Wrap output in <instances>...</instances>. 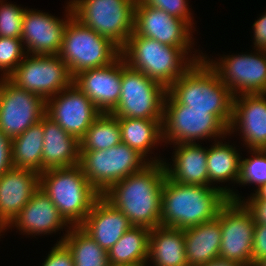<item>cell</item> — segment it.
I'll return each instance as SVG.
<instances>
[{
    "instance_id": "2",
    "label": "cell",
    "mask_w": 266,
    "mask_h": 266,
    "mask_svg": "<svg viewBox=\"0 0 266 266\" xmlns=\"http://www.w3.org/2000/svg\"><path fill=\"white\" fill-rule=\"evenodd\" d=\"M166 169L163 162L150 163L128 175L101 194L118 208L133 226H161V194Z\"/></svg>"
},
{
    "instance_id": "35",
    "label": "cell",
    "mask_w": 266,
    "mask_h": 266,
    "mask_svg": "<svg viewBox=\"0 0 266 266\" xmlns=\"http://www.w3.org/2000/svg\"><path fill=\"white\" fill-rule=\"evenodd\" d=\"M25 9L0 0V37L21 39Z\"/></svg>"
},
{
    "instance_id": "27",
    "label": "cell",
    "mask_w": 266,
    "mask_h": 266,
    "mask_svg": "<svg viewBox=\"0 0 266 266\" xmlns=\"http://www.w3.org/2000/svg\"><path fill=\"white\" fill-rule=\"evenodd\" d=\"M118 121L122 143L137 150L146 158L150 150L163 141V120L118 118Z\"/></svg>"
},
{
    "instance_id": "34",
    "label": "cell",
    "mask_w": 266,
    "mask_h": 266,
    "mask_svg": "<svg viewBox=\"0 0 266 266\" xmlns=\"http://www.w3.org/2000/svg\"><path fill=\"white\" fill-rule=\"evenodd\" d=\"M21 39L0 37V71L2 78H8L26 56Z\"/></svg>"
},
{
    "instance_id": "22",
    "label": "cell",
    "mask_w": 266,
    "mask_h": 266,
    "mask_svg": "<svg viewBox=\"0 0 266 266\" xmlns=\"http://www.w3.org/2000/svg\"><path fill=\"white\" fill-rule=\"evenodd\" d=\"M17 227L28 235L51 234L63 227H71L59 214L48 195L39 187L30 201L20 210L13 221L5 228Z\"/></svg>"
},
{
    "instance_id": "45",
    "label": "cell",
    "mask_w": 266,
    "mask_h": 266,
    "mask_svg": "<svg viewBox=\"0 0 266 266\" xmlns=\"http://www.w3.org/2000/svg\"><path fill=\"white\" fill-rule=\"evenodd\" d=\"M255 266H266V257L260 260Z\"/></svg>"
},
{
    "instance_id": "5",
    "label": "cell",
    "mask_w": 266,
    "mask_h": 266,
    "mask_svg": "<svg viewBox=\"0 0 266 266\" xmlns=\"http://www.w3.org/2000/svg\"><path fill=\"white\" fill-rule=\"evenodd\" d=\"M39 187L71 226H80L101 195L83 174L81 166L55 168L39 174Z\"/></svg>"
},
{
    "instance_id": "4",
    "label": "cell",
    "mask_w": 266,
    "mask_h": 266,
    "mask_svg": "<svg viewBox=\"0 0 266 266\" xmlns=\"http://www.w3.org/2000/svg\"><path fill=\"white\" fill-rule=\"evenodd\" d=\"M167 92L191 110L216 115L229 128L234 96L204 59L195 62Z\"/></svg>"
},
{
    "instance_id": "26",
    "label": "cell",
    "mask_w": 266,
    "mask_h": 266,
    "mask_svg": "<svg viewBox=\"0 0 266 266\" xmlns=\"http://www.w3.org/2000/svg\"><path fill=\"white\" fill-rule=\"evenodd\" d=\"M153 266H188L184 229L158 226L149 234L148 259Z\"/></svg>"
},
{
    "instance_id": "42",
    "label": "cell",
    "mask_w": 266,
    "mask_h": 266,
    "mask_svg": "<svg viewBox=\"0 0 266 266\" xmlns=\"http://www.w3.org/2000/svg\"><path fill=\"white\" fill-rule=\"evenodd\" d=\"M249 199H245L247 201H266V184L261 185L258 187L255 191V193L252 194V196H249Z\"/></svg>"
},
{
    "instance_id": "29",
    "label": "cell",
    "mask_w": 266,
    "mask_h": 266,
    "mask_svg": "<svg viewBox=\"0 0 266 266\" xmlns=\"http://www.w3.org/2000/svg\"><path fill=\"white\" fill-rule=\"evenodd\" d=\"M150 228L132 226L108 251V261L113 264H148Z\"/></svg>"
},
{
    "instance_id": "30",
    "label": "cell",
    "mask_w": 266,
    "mask_h": 266,
    "mask_svg": "<svg viewBox=\"0 0 266 266\" xmlns=\"http://www.w3.org/2000/svg\"><path fill=\"white\" fill-rule=\"evenodd\" d=\"M207 150L208 186L214 182H238L240 159L242 158L232 145L216 141Z\"/></svg>"
},
{
    "instance_id": "23",
    "label": "cell",
    "mask_w": 266,
    "mask_h": 266,
    "mask_svg": "<svg viewBox=\"0 0 266 266\" xmlns=\"http://www.w3.org/2000/svg\"><path fill=\"white\" fill-rule=\"evenodd\" d=\"M40 122L44 133L42 172L78 165L80 160L79 140L64 131L46 114L40 119Z\"/></svg>"
},
{
    "instance_id": "21",
    "label": "cell",
    "mask_w": 266,
    "mask_h": 266,
    "mask_svg": "<svg viewBox=\"0 0 266 266\" xmlns=\"http://www.w3.org/2000/svg\"><path fill=\"white\" fill-rule=\"evenodd\" d=\"M133 225L129 219L102 195L94 202L80 227L107 252Z\"/></svg>"
},
{
    "instance_id": "11",
    "label": "cell",
    "mask_w": 266,
    "mask_h": 266,
    "mask_svg": "<svg viewBox=\"0 0 266 266\" xmlns=\"http://www.w3.org/2000/svg\"><path fill=\"white\" fill-rule=\"evenodd\" d=\"M8 79L47 101L70 86L74 77L58 55L26 54Z\"/></svg>"
},
{
    "instance_id": "16",
    "label": "cell",
    "mask_w": 266,
    "mask_h": 266,
    "mask_svg": "<svg viewBox=\"0 0 266 266\" xmlns=\"http://www.w3.org/2000/svg\"><path fill=\"white\" fill-rule=\"evenodd\" d=\"M66 19L36 9H25L21 40L26 54L58 55L64 39L68 20L73 16L70 3H67ZM65 20V21H64ZM27 48V49H26Z\"/></svg>"
},
{
    "instance_id": "33",
    "label": "cell",
    "mask_w": 266,
    "mask_h": 266,
    "mask_svg": "<svg viewBox=\"0 0 266 266\" xmlns=\"http://www.w3.org/2000/svg\"><path fill=\"white\" fill-rule=\"evenodd\" d=\"M253 158L240 159V174L237 183L241 185L266 184V149L249 150Z\"/></svg>"
},
{
    "instance_id": "25",
    "label": "cell",
    "mask_w": 266,
    "mask_h": 266,
    "mask_svg": "<svg viewBox=\"0 0 266 266\" xmlns=\"http://www.w3.org/2000/svg\"><path fill=\"white\" fill-rule=\"evenodd\" d=\"M188 266H202L219 257L222 239L220 221L201 223L184 229Z\"/></svg>"
},
{
    "instance_id": "28",
    "label": "cell",
    "mask_w": 266,
    "mask_h": 266,
    "mask_svg": "<svg viewBox=\"0 0 266 266\" xmlns=\"http://www.w3.org/2000/svg\"><path fill=\"white\" fill-rule=\"evenodd\" d=\"M43 144L44 133L40 121L11 139L13 167L42 173Z\"/></svg>"
},
{
    "instance_id": "9",
    "label": "cell",
    "mask_w": 266,
    "mask_h": 266,
    "mask_svg": "<svg viewBox=\"0 0 266 266\" xmlns=\"http://www.w3.org/2000/svg\"><path fill=\"white\" fill-rule=\"evenodd\" d=\"M166 93L162 84L129 67L122 57L121 94L111 113L117 118L163 120Z\"/></svg>"
},
{
    "instance_id": "14",
    "label": "cell",
    "mask_w": 266,
    "mask_h": 266,
    "mask_svg": "<svg viewBox=\"0 0 266 266\" xmlns=\"http://www.w3.org/2000/svg\"><path fill=\"white\" fill-rule=\"evenodd\" d=\"M46 114V101L0 78V131L10 139L25 132Z\"/></svg>"
},
{
    "instance_id": "39",
    "label": "cell",
    "mask_w": 266,
    "mask_h": 266,
    "mask_svg": "<svg viewBox=\"0 0 266 266\" xmlns=\"http://www.w3.org/2000/svg\"><path fill=\"white\" fill-rule=\"evenodd\" d=\"M12 167L11 139L0 131V175Z\"/></svg>"
},
{
    "instance_id": "32",
    "label": "cell",
    "mask_w": 266,
    "mask_h": 266,
    "mask_svg": "<svg viewBox=\"0 0 266 266\" xmlns=\"http://www.w3.org/2000/svg\"><path fill=\"white\" fill-rule=\"evenodd\" d=\"M80 151L104 150L122 142L119 121L112 113H101L79 140Z\"/></svg>"
},
{
    "instance_id": "1",
    "label": "cell",
    "mask_w": 266,
    "mask_h": 266,
    "mask_svg": "<svg viewBox=\"0 0 266 266\" xmlns=\"http://www.w3.org/2000/svg\"><path fill=\"white\" fill-rule=\"evenodd\" d=\"M241 201L230 188L180 184L167 175L161 194V226L186 229L217 218L228 201Z\"/></svg>"
},
{
    "instance_id": "24",
    "label": "cell",
    "mask_w": 266,
    "mask_h": 266,
    "mask_svg": "<svg viewBox=\"0 0 266 266\" xmlns=\"http://www.w3.org/2000/svg\"><path fill=\"white\" fill-rule=\"evenodd\" d=\"M173 145L176 148L172 157L173 164L163 162L166 175L176 183L208 186V148L205 149L199 143Z\"/></svg>"
},
{
    "instance_id": "13",
    "label": "cell",
    "mask_w": 266,
    "mask_h": 266,
    "mask_svg": "<svg viewBox=\"0 0 266 266\" xmlns=\"http://www.w3.org/2000/svg\"><path fill=\"white\" fill-rule=\"evenodd\" d=\"M258 51V52H257ZM257 52V53H256ZM224 56L218 61L203 59L217 73L233 96L266 93V51ZM208 59V60H207Z\"/></svg>"
},
{
    "instance_id": "12",
    "label": "cell",
    "mask_w": 266,
    "mask_h": 266,
    "mask_svg": "<svg viewBox=\"0 0 266 266\" xmlns=\"http://www.w3.org/2000/svg\"><path fill=\"white\" fill-rule=\"evenodd\" d=\"M221 227L219 258L252 266V243L255 221L242 201L228 200L219 210Z\"/></svg>"
},
{
    "instance_id": "31",
    "label": "cell",
    "mask_w": 266,
    "mask_h": 266,
    "mask_svg": "<svg viewBox=\"0 0 266 266\" xmlns=\"http://www.w3.org/2000/svg\"><path fill=\"white\" fill-rule=\"evenodd\" d=\"M66 233L58 243L63 242L71 251L75 266H108V252L80 226H71Z\"/></svg>"
},
{
    "instance_id": "18",
    "label": "cell",
    "mask_w": 266,
    "mask_h": 266,
    "mask_svg": "<svg viewBox=\"0 0 266 266\" xmlns=\"http://www.w3.org/2000/svg\"><path fill=\"white\" fill-rule=\"evenodd\" d=\"M122 56L111 64L86 69L74 76L73 83L93 102L101 113H111L121 94Z\"/></svg>"
},
{
    "instance_id": "20",
    "label": "cell",
    "mask_w": 266,
    "mask_h": 266,
    "mask_svg": "<svg viewBox=\"0 0 266 266\" xmlns=\"http://www.w3.org/2000/svg\"><path fill=\"white\" fill-rule=\"evenodd\" d=\"M39 188V173L14 168L0 175V229L5 228Z\"/></svg>"
},
{
    "instance_id": "15",
    "label": "cell",
    "mask_w": 266,
    "mask_h": 266,
    "mask_svg": "<svg viewBox=\"0 0 266 266\" xmlns=\"http://www.w3.org/2000/svg\"><path fill=\"white\" fill-rule=\"evenodd\" d=\"M100 114L74 83L46 101V115L78 140Z\"/></svg>"
},
{
    "instance_id": "38",
    "label": "cell",
    "mask_w": 266,
    "mask_h": 266,
    "mask_svg": "<svg viewBox=\"0 0 266 266\" xmlns=\"http://www.w3.org/2000/svg\"><path fill=\"white\" fill-rule=\"evenodd\" d=\"M266 257V224L255 223L252 243V266Z\"/></svg>"
},
{
    "instance_id": "43",
    "label": "cell",
    "mask_w": 266,
    "mask_h": 266,
    "mask_svg": "<svg viewBox=\"0 0 266 266\" xmlns=\"http://www.w3.org/2000/svg\"><path fill=\"white\" fill-rule=\"evenodd\" d=\"M202 266H242V265L239 264L238 262H234V261H230V260H226V259L218 257Z\"/></svg>"
},
{
    "instance_id": "19",
    "label": "cell",
    "mask_w": 266,
    "mask_h": 266,
    "mask_svg": "<svg viewBox=\"0 0 266 266\" xmlns=\"http://www.w3.org/2000/svg\"><path fill=\"white\" fill-rule=\"evenodd\" d=\"M236 128L250 150L266 149V93L234 96L228 135Z\"/></svg>"
},
{
    "instance_id": "41",
    "label": "cell",
    "mask_w": 266,
    "mask_h": 266,
    "mask_svg": "<svg viewBox=\"0 0 266 266\" xmlns=\"http://www.w3.org/2000/svg\"><path fill=\"white\" fill-rule=\"evenodd\" d=\"M253 215L255 223L266 224V201H243Z\"/></svg>"
},
{
    "instance_id": "17",
    "label": "cell",
    "mask_w": 266,
    "mask_h": 266,
    "mask_svg": "<svg viewBox=\"0 0 266 266\" xmlns=\"http://www.w3.org/2000/svg\"><path fill=\"white\" fill-rule=\"evenodd\" d=\"M134 32L169 46L192 47L194 44L192 28L186 21L138 2L135 5Z\"/></svg>"
},
{
    "instance_id": "6",
    "label": "cell",
    "mask_w": 266,
    "mask_h": 266,
    "mask_svg": "<svg viewBox=\"0 0 266 266\" xmlns=\"http://www.w3.org/2000/svg\"><path fill=\"white\" fill-rule=\"evenodd\" d=\"M73 16L120 50L134 32L137 0H72Z\"/></svg>"
},
{
    "instance_id": "37",
    "label": "cell",
    "mask_w": 266,
    "mask_h": 266,
    "mask_svg": "<svg viewBox=\"0 0 266 266\" xmlns=\"http://www.w3.org/2000/svg\"><path fill=\"white\" fill-rule=\"evenodd\" d=\"M42 266H75L71 251L63 243H56L47 255Z\"/></svg>"
},
{
    "instance_id": "36",
    "label": "cell",
    "mask_w": 266,
    "mask_h": 266,
    "mask_svg": "<svg viewBox=\"0 0 266 266\" xmlns=\"http://www.w3.org/2000/svg\"><path fill=\"white\" fill-rule=\"evenodd\" d=\"M137 2L161 9L173 17L186 21L194 28L187 0H137Z\"/></svg>"
},
{
    "instance_id": "10",
    "label": "cell",
    "mask_w": 266,
    "mask_h": 266,
    "mask_svg": "<svg viewBox=\"0 0 266 266\" xmlns=\"http://www.w3.org/2000/svg\"><path fill=\"white\" fill-rule=\"evenodd\" d=\"M163 142L196 143L205 138L223 137L229 128L216 116L207 111L191 110L179 104L168 92L164 98ZM165 139V141H164Z\"/></svg>"
},
{
    "instance_id": "3",
    "label": "cell",
    "mask_w": 266,
    "mask_h": 266,
    "mask_svg": "<svg viewBox=\"0 0 266 266\" xmlns=\"http://www.w3.org/2000/svg\"><path fill=\"white\" fill-rule=\"evenodd\" d=\"M191 48L169 46L133 32L120 55L129 67L168 89L195 62L203 59V54L187 56L189 52L191 55Z\"/></svg>"
},
{
    "instance_id": "7",
    "label": "cell",
    "mask_w": 266,
    "mask_h": 266,
    "mask_svg": "<svg viewBox=\"0 0 266 266\" xmlns=\"http://www.w3.org/2000/svg\"><path fill=\"white\" fill-rule=\"evenodd\" d=\"M156 158L145 159L137 150L121 142L109 149L80 151L79 165L89 183L103 194L114 183L142 171L150 163L164 162Z\"/></svg>"
},
{
    "instance_id": "8",
    "label": "cell",
    "mask_w": 266,
    "mask_h": 266,
    "mask_svg": "<svg viewBox=\"0 0 266 266\" xmlns=\"http://www.w3.org/2000/svg\"><path fill=\"white\" fill-rule=\"evenodd\" d=\"M120 54L121 50L114 43L74 16L68 20L58 56L67 64L73 77L86 69L107 66Z\"/></svg>"
},
{
    "instance_id": "44",
    "label": "cell",
    "mask_w": 266,
    "mask_h": 266,
    "mask_svg": "<svg viewBox=\"0 0 266 266\" xmlns=\"http://www.w3.org/2000/svg\"><path fill=\"white\" fill-rule=\"evenodd\" d=\"M108 266H148V265H142V264H113V263H109Z\"/></svg>"
},
{
    "instance_id": "40",
    "label": "cell",
    "mask_w": 266,
    "mask_h": 266,
    "mask_svg": "<svg viewBox=\"0 0 266 266\" xmlns=\"http://www.w3.org/2000/svg\"><path fill=\"white\" fill-rule=\"evenodd\" d=\"M255 50L266 51V12L253 24Z\"/></svg>"
}]
</instances>
